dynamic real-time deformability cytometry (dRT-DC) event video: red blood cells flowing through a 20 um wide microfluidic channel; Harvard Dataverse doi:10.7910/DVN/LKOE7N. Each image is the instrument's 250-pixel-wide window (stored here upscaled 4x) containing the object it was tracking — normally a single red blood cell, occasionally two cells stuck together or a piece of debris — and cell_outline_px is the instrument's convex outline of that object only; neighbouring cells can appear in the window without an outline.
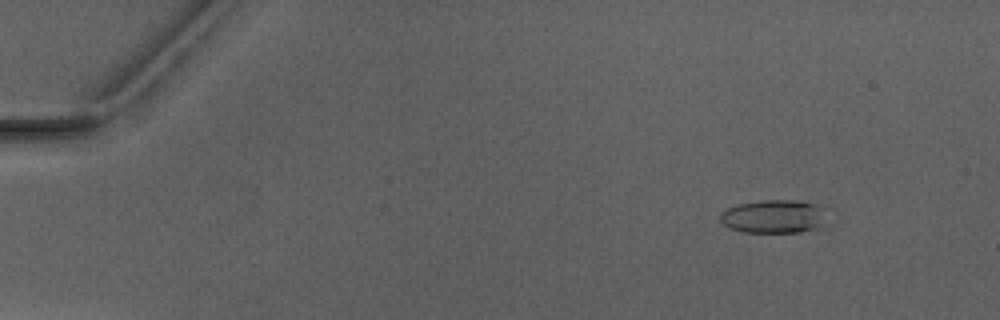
{"species": "Egyptian fruit bat (a non-hibernating species)", "species_latin": "Rousettus aegyptiacus", "temperature_condition": "warm", "stored_images_in_passage": 7, "camera_frame_rate_fps": 3000, "um_per_image_px": 0.085, "animal": {"sex": "male"}, "frame": {"image": 1, "passage_image": 2, "time_ms": 1.0, "image_size_px": [1000, 320], "cell_outline_px": [[832, 208], [828, 224], [824, 228], [800, 232], [744, 232], [732, 228], [724, 224], [720, 220], [720, 216], [728, 208], [740, 204], [760, 200], [796, 200], [828, 204]], "centroid_in_image_um": [66.08, 18.38], "position_along_channel_um": 18.9, "area_um2": 21.96}}
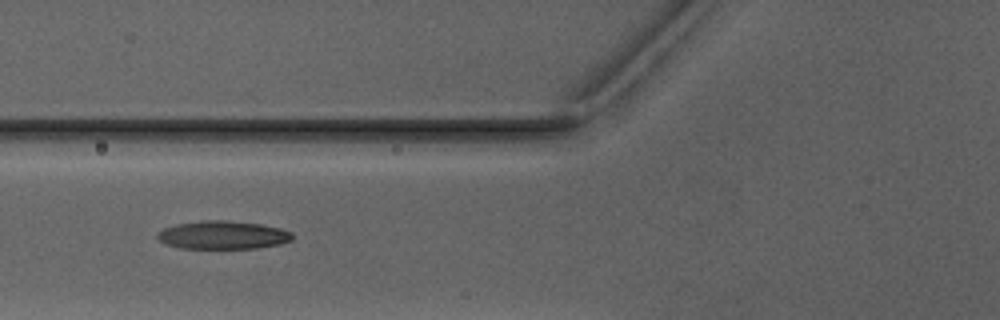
{"frame": {"image": 2, "passage_image": 6, "time_ms": 6.0, "image_size_px": [1000, 320], "cell_outline_px": [[292, 240], [280, 244], [256, 248], [180, 248], [164, 244], [156, 236], [156, 232], [164, 228], [176, 224], [200, 220], [224, 220], [260, 224], [280, 228], [292, 232]], "centroid_in_image_um": [18.91, 19.97], "position_along_channel_um": 106.9, "area_um2": 22.25}}
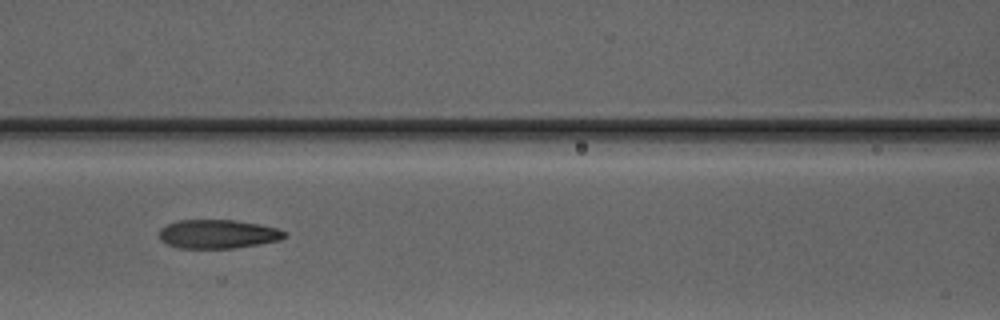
{"frame": {"image": 3, "passage_image": 7, "time_ms": 7.0, "image_size_px": [1000, 320], "cell_outline_px": [[288, 236], [280, 240], [260, 244], [232, 248], [180, 248], [168, 244], [160, 240], [160, 228], [176, 220], [236, 220], [260, 224], [276, 228], [288, 232]], "centroid_in_image_um": [18.55, 19.89], "position_along_channel_um": 148.0, "area_um2": 21.15}}